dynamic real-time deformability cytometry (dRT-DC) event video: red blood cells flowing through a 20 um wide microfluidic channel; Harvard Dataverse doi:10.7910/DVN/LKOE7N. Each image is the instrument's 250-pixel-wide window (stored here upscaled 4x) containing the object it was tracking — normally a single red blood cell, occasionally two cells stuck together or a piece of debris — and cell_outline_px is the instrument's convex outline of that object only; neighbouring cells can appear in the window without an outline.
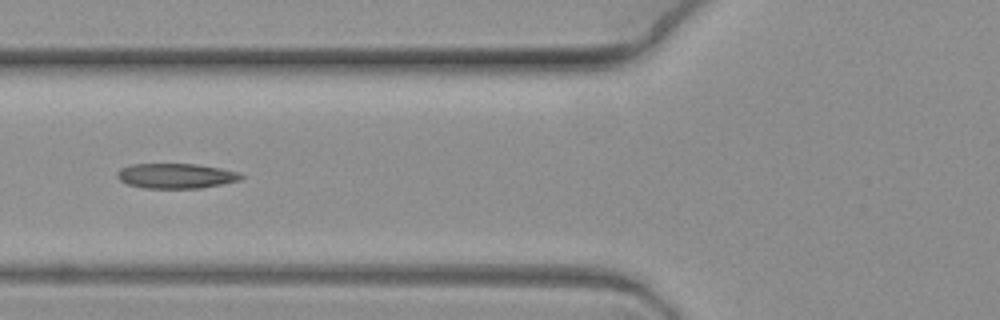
{"species": "common noctule bat (a hibernating species)", "species_latin": "Nyctalus noctula", "temperature_condition": "warm", "stored_images_in_passage": 8, "camera_frame_rate_fps": 3000, "um_per_image_px": 0.085, "animal": {"sex": "female", "body_mass_g": 19.3, "forearm_length_mm": 54.1}, "frame": {"image": 1, "passage_image": 6, "time_ms": 1.667, "image_size_px": [1000, 320], "cell_outline_px": [[244, 176], [240, 180], [200, 188], [144, 188], [128, 184], [120, 180], [116, 176], [116, 172], [120, 168], [132, 164], [196, 164], [220, 168], [240, 172]], "centroid_in_image_um": [14.94, 14.94], "position_along_channel_um": 110.9, "area_um2": 18.03}}
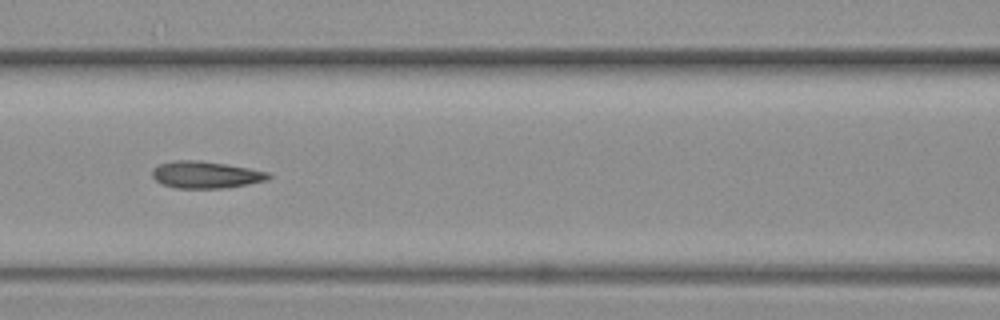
{"frame": {"image": 2, "passage_image": 7, "time_ms": 2.0, "image_size_px": [1000, 320], "cell_outline_px": [[272, 176], [268, 180], [248, 184], [224, 188], [176, 188], [164, 184], [156, 180], [152, 176], [152, 168], [160, 164], [176, 160], [200, 160], [248, 168], [268, 172]], "centroid_in_image_um": [17.49, 14.85], "position_along_channel_um": 149.1, "area_um2": 18.15}}